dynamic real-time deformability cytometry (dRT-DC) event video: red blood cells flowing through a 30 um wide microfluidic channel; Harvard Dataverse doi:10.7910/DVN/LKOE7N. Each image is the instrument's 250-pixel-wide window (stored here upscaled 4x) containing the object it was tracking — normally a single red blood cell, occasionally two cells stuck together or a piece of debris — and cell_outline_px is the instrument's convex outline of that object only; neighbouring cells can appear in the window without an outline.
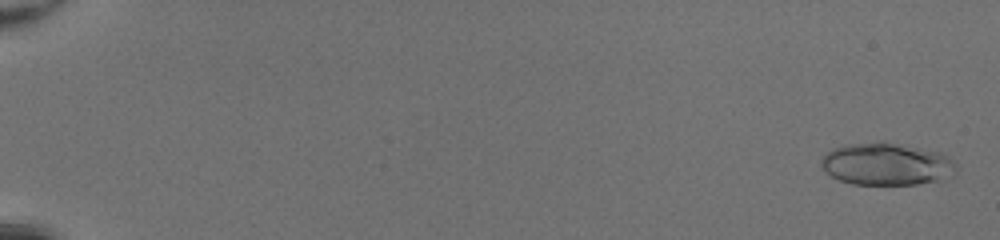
{"species": "common noctule bat (a hibernating species)", "species_latin": "Nyctalus noctula", "temperature_condition": "room temperature", "stored_images_in_passage": 50, "camera_frame_rate_fps": 3000, "um_per_image_px": 0.085, "animal": {"sex": "female", "body_mass_g": 20.0, "forearm_length_mm": 54.0}, "frame": {"image": 1, "passage_image": 2, "time_ms": 0.333, "image_size_px": [1000, 240], "cell_outline_px": [[956, 176], [916, 184], [852, 184], [840, 180], [832, 176], [820, 164], [820, 160], [832, 148], [844, 144], [880, 140], [884, 140], [940, 152], [948, 156], [956, 164]], "centroid_in_image_um": [75.37, 13.92], "position_along_channel_um": 9.6, "area_um2": 33.7}}
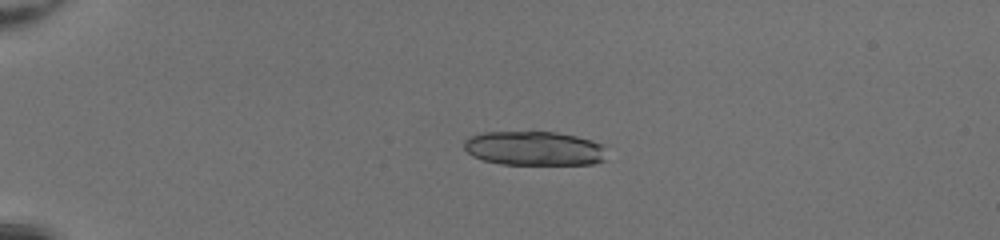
{"frame": {"image": 2, "passage_image": 14, "time_ms": 4.333, "image_size_px": [1000, 240], "cell_outline_px": [[608, 160], [592, 164], [500, 164], [484, 160], [472, 156], [464, 148], [464, 140], [468, 136], [484, 132], [556, 132], [576, 136], [592, 140], [604, 144]], "centroid_in_image_um": [45.45, 12.61], "position_along_channel_um": 39.6, "area_um2": 28.78}}
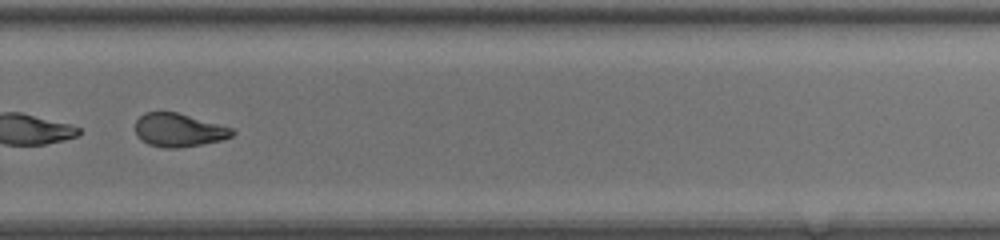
{"frame": {"image": 3, "passage_image": 38, "time_ms": 12.333, "image_size_px": [1000, 240], "cell_outline_px": [[236, 132], [232, 136], [220, 140], [200, 144], [176, 148], [164, 148], [148, 144], [140, 140], [136, 136], [136, 120], [144, 112], [176, 112], [220, 124], [232, 128]], "centroid_in_image_um": [15.17, 11.06], "position_along_channel_um": 314.6, "area_um2": 18.79}}